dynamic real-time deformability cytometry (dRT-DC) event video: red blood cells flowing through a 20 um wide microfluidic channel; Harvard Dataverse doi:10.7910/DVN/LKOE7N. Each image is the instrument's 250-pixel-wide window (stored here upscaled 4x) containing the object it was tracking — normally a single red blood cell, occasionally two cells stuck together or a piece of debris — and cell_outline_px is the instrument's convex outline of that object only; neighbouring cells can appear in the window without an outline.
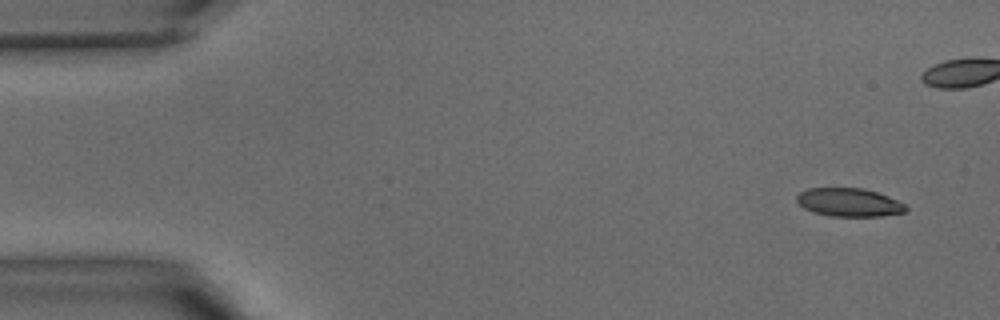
{"species": "common noctule bat (a hibernating species)", "species_latin": "Nyctalus noctula", "temperature_condition": "warm", "stored_images_in_passage": 40, "camera_frame_rate_fps": 3000, "um_per_image_px": 0.085, "animal": {"sex": "male", "body_mass_g": 15.6}, "frame": {"image": 1, "passage_image": 1, "time_ms": 0.0, "image_size_px": [1000, 320], "cell_outline_px": [[908, 208], [904, 212], [880, 216], [832, 216], [812, 212], [804, 208], [796, 200], [796, 196], [800, 192], [808, 188], [864, 188], [888, 196], [904, 204]], "centroid_in_image_um": [72.15, 17.2], "position_along_channel_um": 12.9, "area_um2": 17.92}}
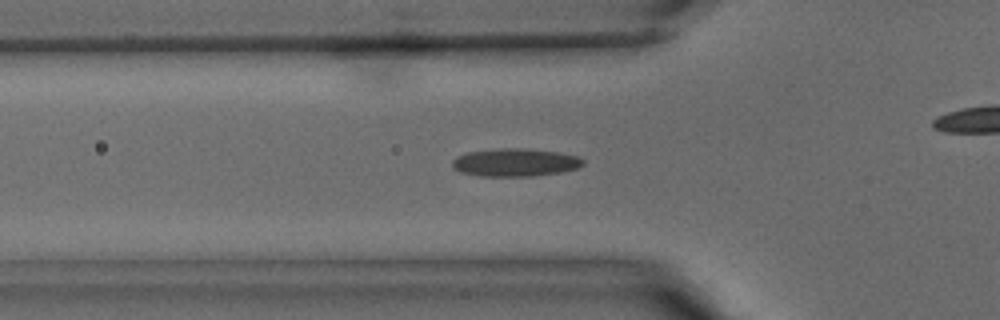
{"frame": {"image": 2, "passage_image": 12, "time_ms": 3.667, "image_size_px": [1000, 320], "cell_outline_px": [[584, 164], [576, 168], [560, 172], [532, 176], [480, 176], [460, 172], [452, 168], [452, 160], [456, 156], [468, 152], [500, 148], [520, 148], [560, 152], [580, 156], [584, 160]], "centroid_in_image_um": [43.78, 13.8], "position_along_channel_um": 82.0, "area_um2": 21.39}}
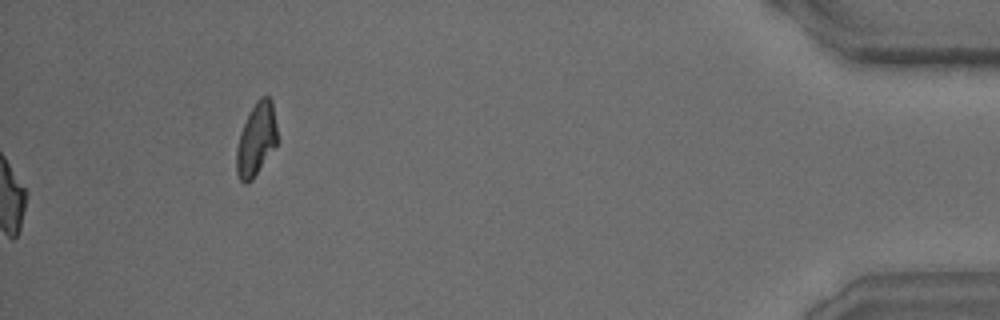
{"frame": {"image": 3, "passage_image": 40, "time_ms": 13.0, "image_size_px": [1000, 320], "cell_outline_px": [[276, 144], [252, 180], [248, 184], [244, 184], [240, 180], [236, 172], [236, 148], [240, 132], [256, 100], [260, 96], [268, 96], [272, 100], [276, 124]], "centroid_in_image_um": [21.76, 11.86], "position_along_channel_um": 413.4, "area_um2": 17.11}}